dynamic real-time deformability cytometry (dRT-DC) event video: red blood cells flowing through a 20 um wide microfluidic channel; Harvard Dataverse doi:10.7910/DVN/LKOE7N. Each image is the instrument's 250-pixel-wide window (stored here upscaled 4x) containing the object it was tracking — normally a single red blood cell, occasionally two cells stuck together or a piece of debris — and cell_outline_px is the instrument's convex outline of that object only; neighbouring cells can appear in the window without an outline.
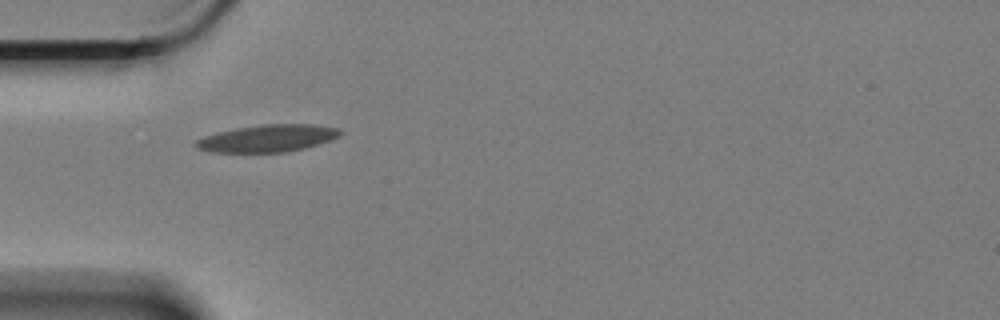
{"species": "Egyptian fruit bat (a non-hibernating species)", "species_latin": "Rousettus aegyptiacus", "temperature_condition": "cold", "stored_images_in_passage": 3, "camera_frame_rate_fps": 3000, "um_per_image_px": 0.085, "animal": {"sex": "female"}, "frame": {"image": 1, "passage_image": 1, "time_ms": 0.0, "image_size_px": [1000, 320], "cell_outline_px": [[344, 132], [340, 136], [304, 148], [288, 152], [212, 152], [196, 148], [192, 144], [196, 140], [204, 136], [216, 132], [236, 128], [260, 124], [312, 124], [340, 128]], "centroid_in_image_um": [22.72, 11.75], "position_along_channel_um": 62.3, "area_um2": 23.0}}
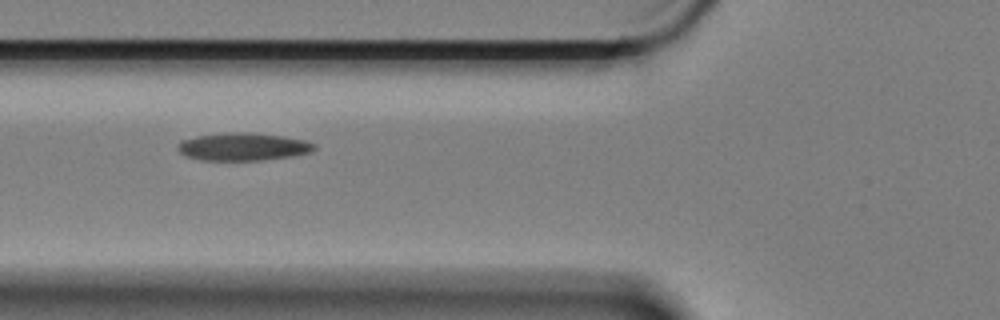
{"frame": {"image": 2, "passage_image": 2, "time_ms": 0.333, "image_size_px": [1000, 320], "cell_outline_px": [[316, 148], [312, 152], [292, 156], [260, 160], [200, 160], [188, 156], [180, 152], [176, 148], [176, 144], [180, 140], [196, 136], [228, 132], [252, 132], [280, 136], [304, 140], [316, 144]], "centroid_in_image_um": [20.64, 12.46], "position_along_channel_um": 105.2, "area_um2": 22.14}}
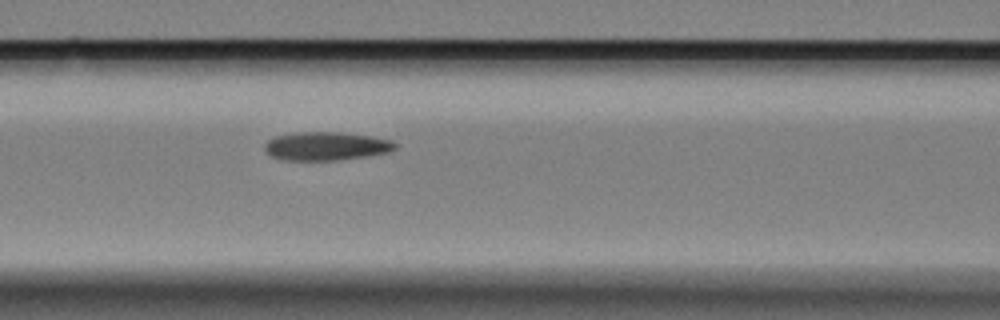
{"frame": {"image": 3, "passage_image": 3, "time_ms": 0.667, "image_size_px": [1000, 320], "cell_outline_px": [[396, 148], [392, 152], [368, 156], [336, 160], [280, 160], [264, 152], [264, 144], [268, 140], [276, 136], [296, 132], [340, 132], [372, 136], [392, 140], [396, 144]], "centroid_in_image_um": [27.73, 12.42], "position_along_channel_um": 138.9, "area_um2": 21.91}}